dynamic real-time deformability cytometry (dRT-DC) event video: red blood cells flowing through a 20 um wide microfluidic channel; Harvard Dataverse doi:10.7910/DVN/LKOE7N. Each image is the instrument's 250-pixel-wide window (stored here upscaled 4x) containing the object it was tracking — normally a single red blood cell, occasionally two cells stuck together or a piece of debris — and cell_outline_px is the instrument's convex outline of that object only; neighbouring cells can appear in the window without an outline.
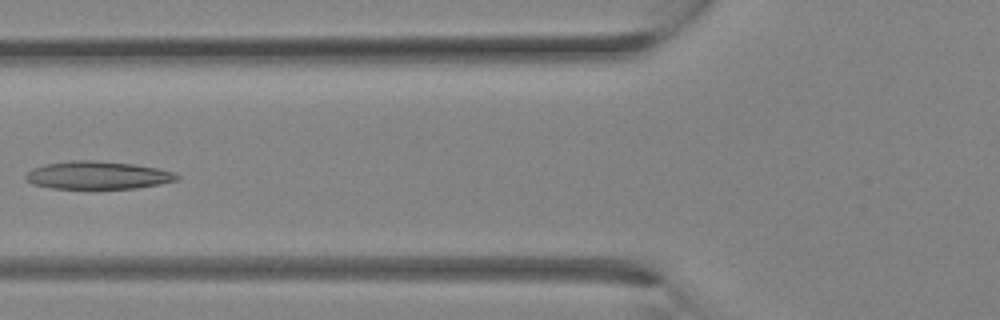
{"species": "Egyptian fruit bat (a non-hibernating species)", "species_latin": "Rousettus aegyptiacus", "temperature_condition": "room temperature", "stored_images_in_passage": 17, "camera_frame_rate_fps": 3000, "um_per_image_px": 0.085, "animal": {"sex": "female"}, "frame": {"image": 1, "passage_image": 12, "time_ms": 3.667, "image_size_px": [1000, 320], "cell_outline_px": [[180, 180], [160, 184], [136, 188], [52, 188], [32, 184], [24, 176], [32, 168], [44, 164], [72, 160], [96, 160], [132, 164], [156, 168], [172, 172], [180, 176]], "centroid_in_image_um": [8.3, 14.89], "position_along_channel_um": 117.5, "area_um2": 24.45}}
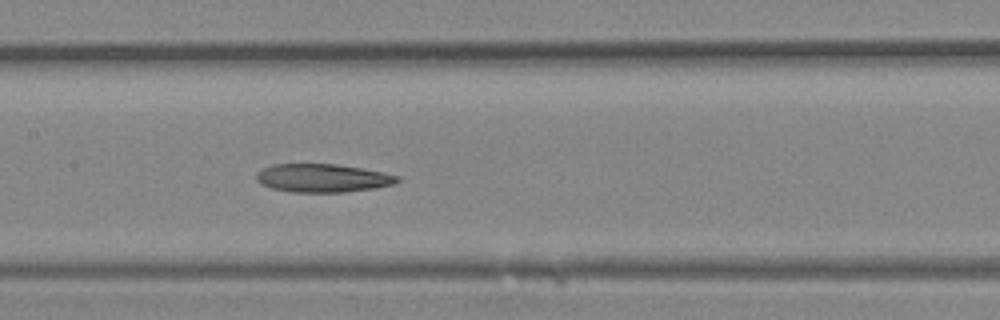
{"frame": {"image": 2, "passage_image": 15, "time_ms": 4.667, "image_size_px": [1000, 320], "cell_outline_px": [[400, 180], [396, 184], [376, 188], [344, 192], [292, 192], [272, 188], [260, 184], [256, 180], [256, 176], [264, 168], [276, 164], [336, 164], [384, 172], [400, 176]], "centroid_in_image_um": [27.48, 15.14], "position_along_channel_um": 179.9, "area_um2": 23.24}}
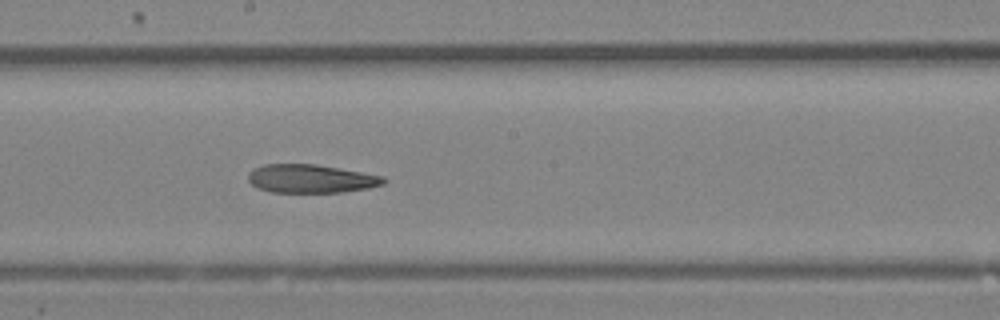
{"frame": {"image": 3, "passage_image": 17, "time_ms": 5.333, "image_size_px": [1000, 320], "cell_outline_px": [[388, 180], [384, 184], [368, 188], [344, 192], [272, 192], [260, 188], [252, 184], [248, 180], [248, 172], [252, 168], [264, 164], [316, 164], [384, 176]], "centroid_in_image_um": [26.44, 15.18], "position_along_channel_um": 221.8, "area_um2": 22.48}}